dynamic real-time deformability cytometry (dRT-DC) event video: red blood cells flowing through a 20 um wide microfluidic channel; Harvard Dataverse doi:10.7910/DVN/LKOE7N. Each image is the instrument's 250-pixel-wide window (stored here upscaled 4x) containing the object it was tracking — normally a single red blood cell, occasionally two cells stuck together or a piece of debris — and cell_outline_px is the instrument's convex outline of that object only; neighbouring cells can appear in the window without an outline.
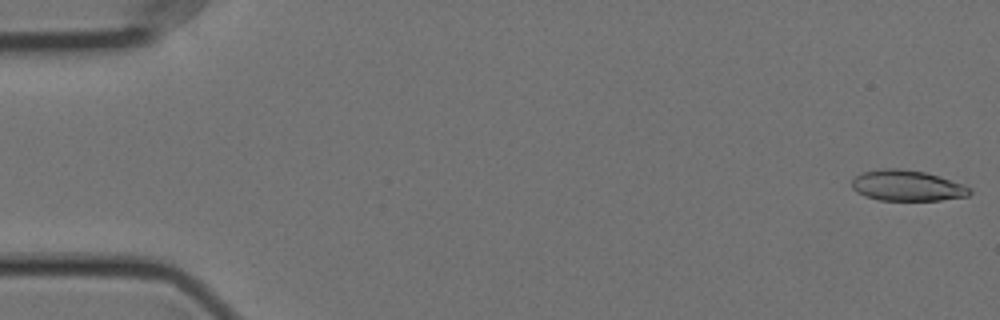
{"species": "Egyptian fruit bat (a non-hibernating species)", "species_latin": "Rousettus aegyptiacus", "temperature_condition": "cold", "stored_images_in_passage": 58, "segment_of_instrument_passage": [1, 2], "camera_frame_rate_fps": 3000, "um_per_image_px": 0.085, "animal": {"sex": "female"}, "frame": {"image": 1, "passage_image": 1, "time_ms": 0.0, "image_size_px": [1000, 320], "cell_outline_px": [[972, 192], [968, 196], [940, 200], [880, 200], [864, 196], [856, 192], [852, 188], [852, 180], [856, 176], [864, 172], [884, 168], [900, 168], [924, 172], [960, 184], [968, 188]], "centroid_in_image_um": [77.04, 15.78], "position_along_channel_um": 8.0, "area_um2": 20.75}}
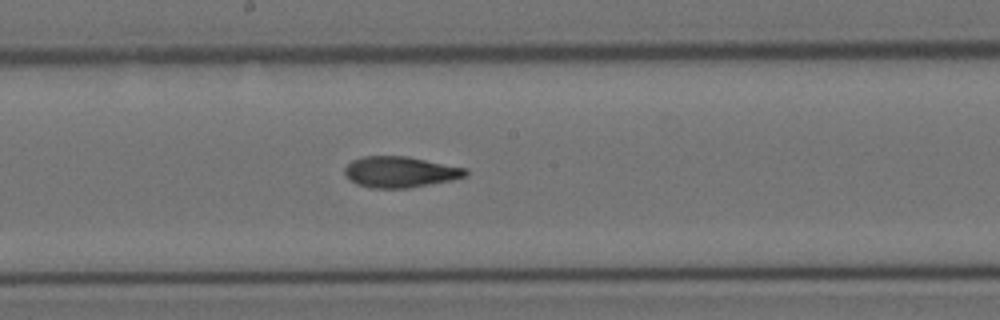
{"frame": {"image": 2, "passage_image": 30, "time_ms": 9.667, "image_size_px": [1000, 320], "cell_outline_px": [[468, 176], [452, 180], [408, 188], [372, 188], [356, 184], [348, 180], [344, 172], [344, 168], [352, 160], [364, 156], [408, 156], [468, 168]], "centroid_in_image_um": [34.02, 14.61], "position_along_channel_um": 214.2, "area_um2": 22.08}}
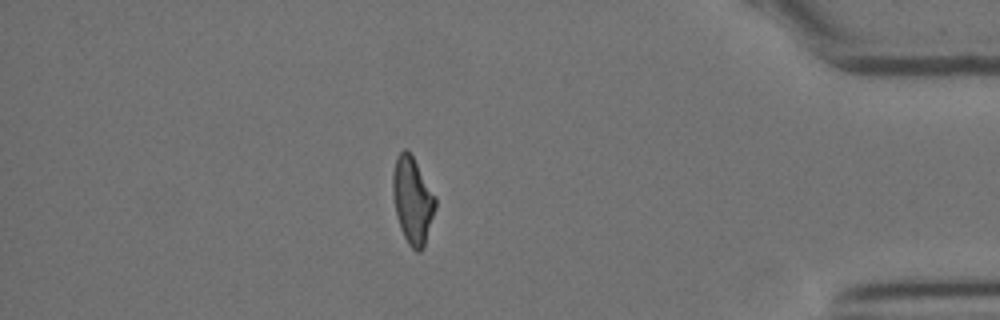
{"frame": {"image": 3, "passage_image": 49, "time_ms": 16.0, "image_size_px": [1000, 320], "cell_outline_px": [[436, 208], [424, 248], [420, 252], [416, 252], [408, 244], [400, 228], [396, 216], [392, 192], [392, 176], [396, 156], [404, 148], [408, 148], [436, 196]], "centroid_in_image_um": [35.07, 17.02], "position_along_channel_um": 400.1, "area_um2": 21.91}}